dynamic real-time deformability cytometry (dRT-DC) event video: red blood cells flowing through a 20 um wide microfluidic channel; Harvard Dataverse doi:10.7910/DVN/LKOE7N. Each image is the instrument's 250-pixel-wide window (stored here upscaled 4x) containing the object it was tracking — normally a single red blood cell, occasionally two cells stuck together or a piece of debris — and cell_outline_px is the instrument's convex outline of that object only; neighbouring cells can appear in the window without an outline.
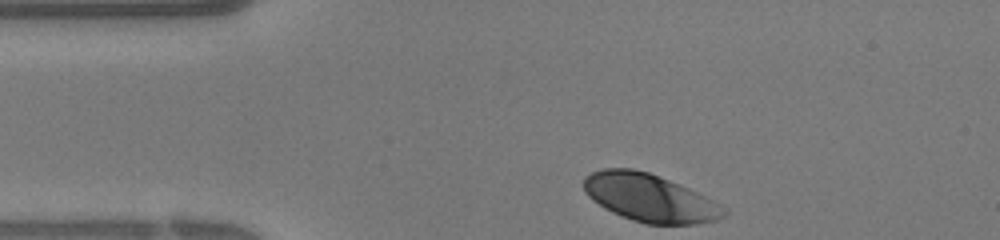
{"species": "human", "species_latin": "Homo sapiens", "temperature_condition": "warm", "stored_images_in_passage": 25, "camera_frame_rate_fps": 3000, "um_per_image_px": 0.085, "donor": {"sex": "female"}, "frame": {"image": 1, "passage_image": 1, "time_ms": 0.0, "image_size_px": [1000, 240], "cell_outline_px": [[728, 212], [724, 216], [716, 220], [696, 224], [644, 224], [632, 220], [612, 212], [604, 208], [592, 200], [584, 192], [584, 176], [592, 172], [604, 168], [632, 168], [648, 172], [688, 188], [728, 208]], "centroid_in_image_um": [55.21, 16.82], "position_along_channel_um": 29.8, "area_um2": 38.96}}
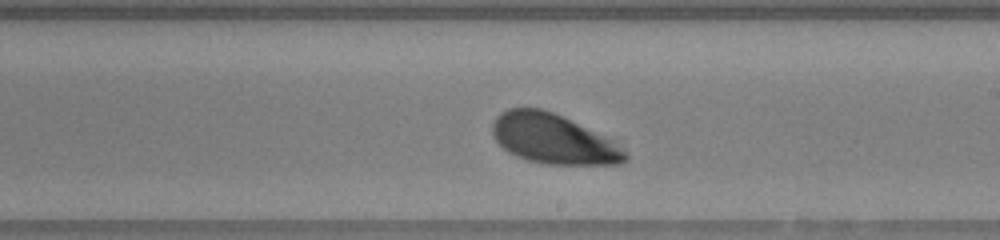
{"frame": {"image": 2, "passage_image": 16, "time_ms": 5.0, "image_size_px": [1000, 240], "cell_outline_px": [[628, 160], [620, 164], [548, 164], [528, 160], [516, 156], [508, 152], [496, 140], [492, 132], [492, 124], [496, 116], [500, 112], [508, 108], [540, 108], [552, 112], [612, 140], [628, 156]], "centroid_in_image_um": [46.98, 11.81], "position_along_channel_um": 242.0, "area_um2": 37.92}}
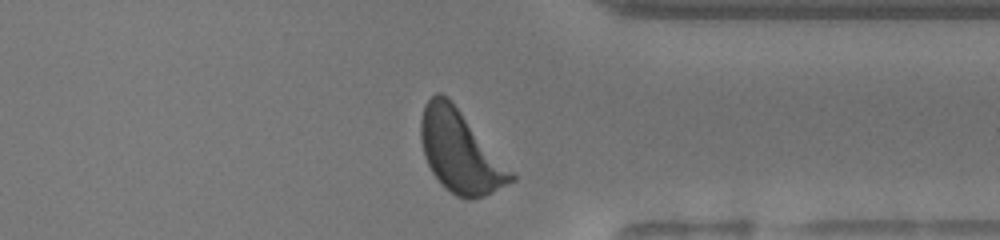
{"frame": {"image": 3, "passage_image": 24, "time_ms": 7.667, "image_size_px": [1000, 240], "cell_outline_px": [[516, 180], [484, 196], [472, 200], [468, 200], [456, 196], [444, 188], [440, 184], [432, 172], [424, 156], [420, 140], [420, 120], [424, 104], [436, 92], [440, 92], [448, 96], [452, 100], [516, 176]], "centroid_in_image_um": [39.08, 12.89], "position_along_channel_um": 372.3, "area_um2": 43.18}}